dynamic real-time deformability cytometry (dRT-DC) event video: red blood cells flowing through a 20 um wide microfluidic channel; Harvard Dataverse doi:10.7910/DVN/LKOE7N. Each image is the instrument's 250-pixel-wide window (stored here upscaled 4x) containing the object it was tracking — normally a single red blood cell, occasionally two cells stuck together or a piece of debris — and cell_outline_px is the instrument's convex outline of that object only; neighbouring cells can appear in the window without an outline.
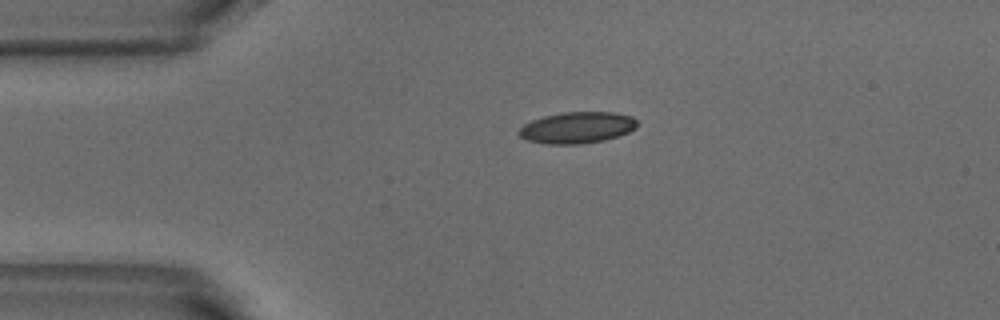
{"species": "common noctule bat (a hibernating species)", "species_latin": "Nyctalus noctula", "temperature_condition": "warm", "stored_images_in_passage": 31, "camera_frame_rate_fps": 3000, "um_per_image_px": 0.085, "animal": {"sex": "male", "body_mass_g": 18.8}, "frame": {"image": 1, "passage_image": 1, "time_ms": 0.0, "image_size_px": [1000, 320], "cell_outline_px": [[636, 128], [628, 132], [604, 140], [580, 144], [548, 144], [528, 140], [520, 136], [516, 132], [524, 124], [532, 120], [544, 116], [564, 112], [616, 112], [632, 116], [636, 120]], "centroid_in_image_um": [49.05, 10.84], "position_along_channel_um": 36.0, "area_um2": 21.56}}
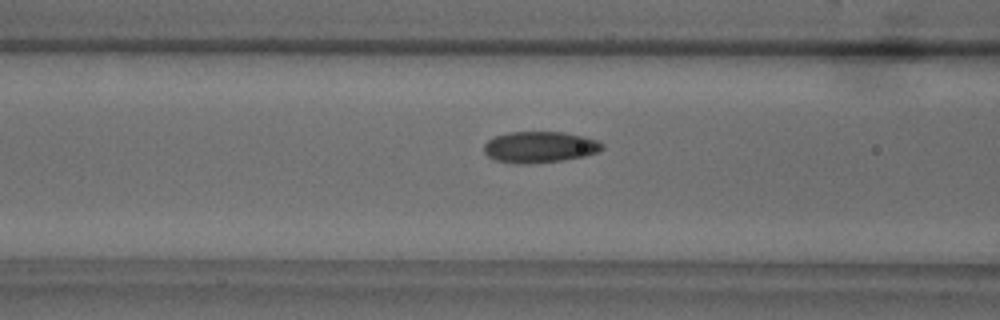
{"frame": {"image": 2, "passage_image": 10, "time_ms": 3.0, "image_size_px": [1000, 320], "cell_outline_px": [[604, 148], [596, 152], [584, 156], [560, 160], [528, 164], [512, 164], [496, 160], [488, 156], [484, 152], [484, 144], [488, 140], [496, 136], [508, 132], [564, 132], [584, 136], [600, 140], [604, 144]], "centroid_in_image_um": [45.88, 12.5], "position_along_channel_um": 120.7, "area_um2": 21.62}}
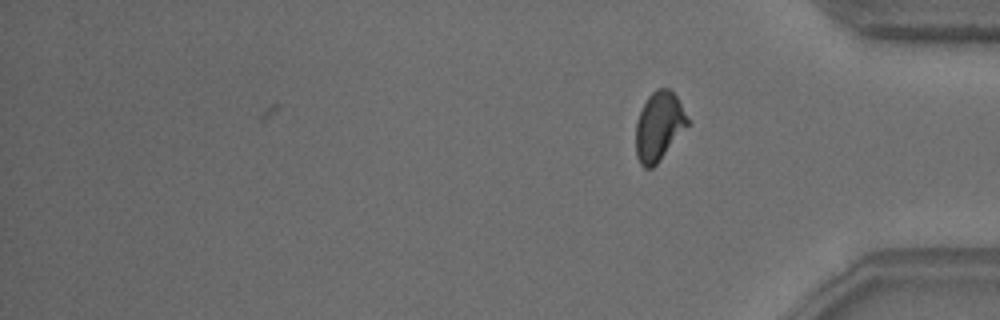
{"frame": {"image": 3, "passage_image": 31, "time_ms": 10.0, "image_size_px": [1000, 320], "cell_outline_px": [[688, 124], [656, 164], [652, 168], [644, 168], [640, 164], [636, 156], [636, 124], [640, 112], [648, 96], [656, 88], [668, 88], [676, 96], [688, 120]], "centroid_in_image_um": [55.97, 10.73], "position_along_channel_um": 379.2, "area_um2": 20.17}, "authors_computed_cell_mechanics": {"area_um2": 21.2704, "velocity_mm_per_s": 3.8238, "shape_relaxation_time_tau1_ms": 6.9256, "shape_relaxation_time_tau2_ms": 1.3601, "deformation_change_tau1": 0.1513, "deformation_change_tau2": 0.0623}}